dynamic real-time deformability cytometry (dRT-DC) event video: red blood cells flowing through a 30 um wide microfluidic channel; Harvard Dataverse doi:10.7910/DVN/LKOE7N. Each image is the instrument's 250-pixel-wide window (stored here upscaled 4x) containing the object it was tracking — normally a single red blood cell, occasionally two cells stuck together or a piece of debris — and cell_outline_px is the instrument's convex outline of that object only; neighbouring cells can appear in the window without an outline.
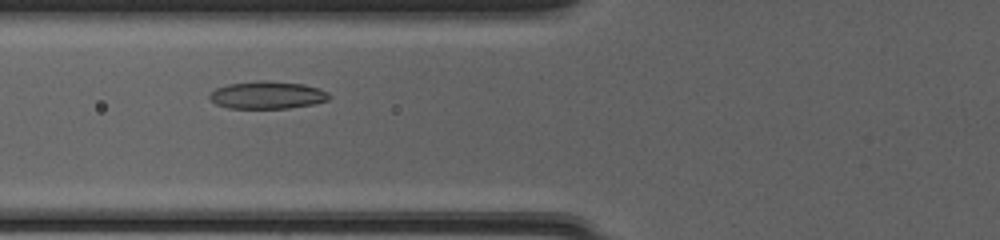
{"species": "common noctule bat (a hibernating species)", "species_latin": "Nyctalus noctula", "temperature_condition": "cold", "stored_images_in_passage": 39, "camera_frame_rate_fps": 3000, "um_per_image_px": 0.085, "animal": {"sex": "female", "body_mass_g": 20.0, "forearm_length_mm": 54.0}, "frame": {"image": 1, "passage_image": 9, "time_ms": 2.667, "image_size_px": [1000, 240], "cell_outline_px": [[332, 96], [328, 100], [312, 104], [288, 108], [228, 108], [216, 104], [208, 96], [216, 88], [228, 84], [256, 80], [268, 80], [304, 84], [320, 88], [328, 92]], "centroid_in_image_um": [22.75, 8.07], "position_along_channel_um": 103.1, "area_um2": 19.31}}
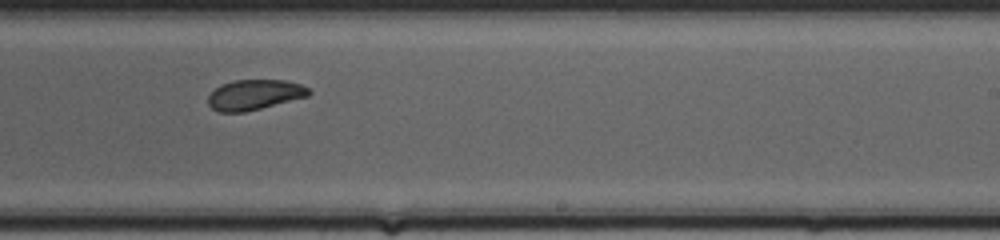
{"frame": {"image": 2, "passage_image": 21, "time_ms": 6.667, "image_size_px": [1000, 240], "cell_outline_px": [[312, 92], [308, 96], [244, 112], [220, 112], [212, 108], [208, 104], [208, 96], [220, 84], [232, 80], [284, 80], [300, 84], [308, 88]], "centroid_in_image_um": [21.61, 8.04], "position_along_channel_um": 267.4, "area_um2": 17.63}}
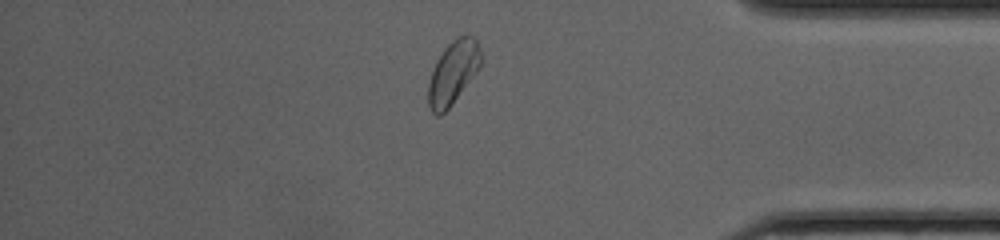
{"frame": {"image": 3, "passage_image": 32, "time_ms": 10.333, "image_size_px": [1000, 240], "cell_outline_px": [[484, 56], [480, 68], [452, 104], [440, 116], [436, 116], [432, 112], [428, 104], [428, 84], [432, 68], [436, 60], [444, 48], [452, 40], [460, 36], [472, 36], [476, 40]], "centroid_in_image_um": [38.52, 6.16], "position_along_channel_um": 396.7, "area_um2": 19.59}, "authors_computed_cell_mechanics": {"area_um2": 18.5538, "velocity_mm_per_s": 4.1169, "shape_relaxation_time_tau1_ms": 2.5542, "shape_relaxation_time_tau2_ms": 2.8778, "deformation_change_tau1": 0.1127, "deformation_change_tau2": 0.0696}}